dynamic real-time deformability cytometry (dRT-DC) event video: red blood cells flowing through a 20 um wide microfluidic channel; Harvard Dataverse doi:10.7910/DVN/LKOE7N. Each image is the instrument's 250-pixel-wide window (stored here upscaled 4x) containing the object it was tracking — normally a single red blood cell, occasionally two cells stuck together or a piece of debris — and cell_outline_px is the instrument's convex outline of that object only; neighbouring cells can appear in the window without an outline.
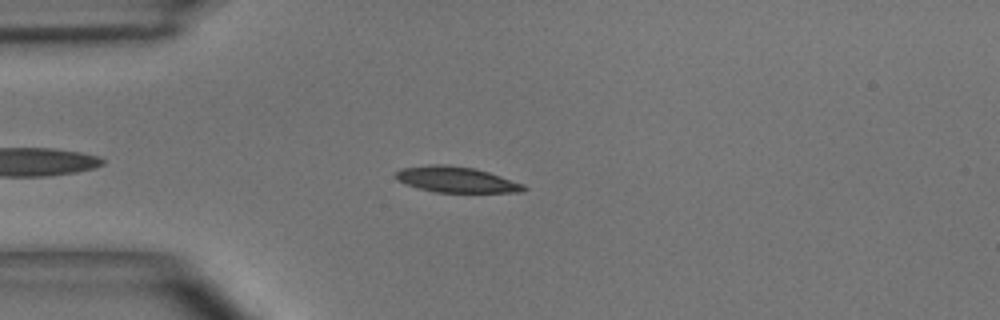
{"species": "common noctule bat (a hibernating species)", "species_latin": "Nyctalus noctula", "temperature_condition": "room temperature", "stored_images_in_passage": 40, "camera_frame_rate_fps": 3000, "um_per_image_px": 0.085, "animal": {"sex": "male", "body_mass_g": 15.6}, "frame": {"image": 1, "passage_image": 3, "time_ms": 0.667, "image_size_px": [1000, 320], "cell_outline_px": [[528, 188], [524, 192], [436, 192], [420, 188], [396, 180], [396, 172], [400, 168], [428, 164], [444, 164], [472, 168], [488, 172], [524, 184]], "centroid_in_image_um": [38.79, 15.26], "position_along_channel_um": 46.2, "area_um2": 19.07}}
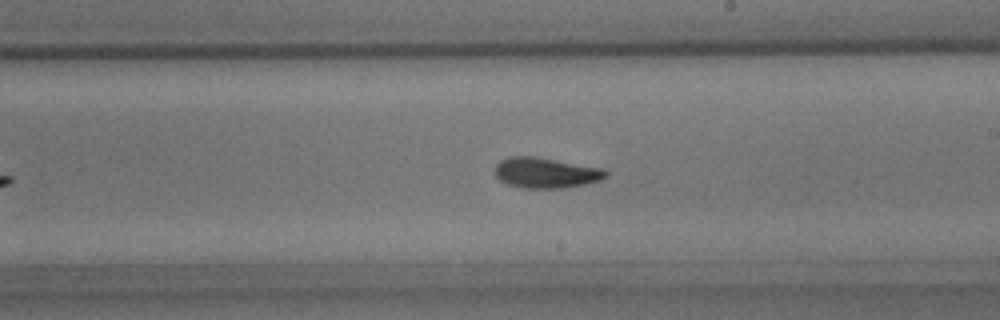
{"frame": {"image": 2, "passage_image": 19, "time_ms": 6.0, "image_size_px": [1000, 320], "cell_outline_px": [[608, 176], [600, 180], [584, 184], [564, 188], [520, 188], [508, 184], [500, 180], [492, 172], [496, 164], [500, 160], [508, 156], [536, 156], [604, 168], [608, 172]], "centroid_in_image_um": [46.37, 14.68], "position_along_channel_um": 242.6, "area_um2": 20.06}}
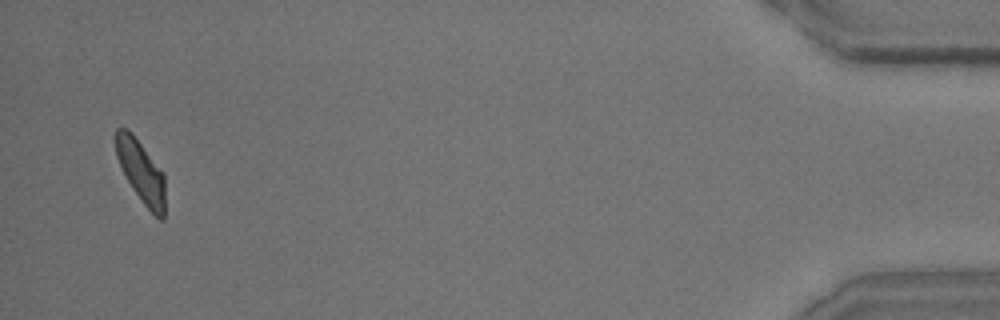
{"frame": {"image": 3, "passage_image": 39, "time_ms": 12.667, "image_size_px": [1000, 320], "cell_outline_px": [[164, 220], [160, 220], [144, 204], [132, 188], [116, 156], [112, 136], [116, 128], [128, 128], [132, 132], [164, 172]], "centroid_in_image_um": [11.96, 14.5], "position_along_channel_um": 423.2, "area_um2": 18.15}, "authors_computed_cell_mechanics": {"area_um2": 19.0451, "velocity_mm_per_s": 3.95, "shape_relaxation_time_tau1_ms": 3.4284, "shape_relaxation_time_tau2_ms": 3.8582, "deformation_change_tau1": 0.1389, "deformation_change_tau2": 0.095}}